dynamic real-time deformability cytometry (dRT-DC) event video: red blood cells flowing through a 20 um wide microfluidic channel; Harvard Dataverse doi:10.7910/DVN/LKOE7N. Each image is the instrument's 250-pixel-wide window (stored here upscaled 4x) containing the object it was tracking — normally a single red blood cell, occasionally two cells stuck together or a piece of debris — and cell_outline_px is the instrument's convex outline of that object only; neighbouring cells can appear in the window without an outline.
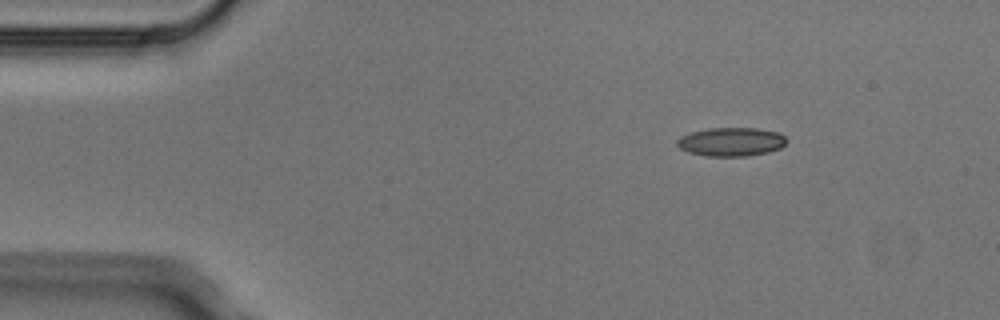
{"species": "Egyptian fruit bat (a non-hibernating species)", "species_latin": "Rousettus aegyptiacus", "temperature_condition": "cold", "stored_images_in_passage": 3, "camera_frame_rate_fps": 3000, "um_per_image_px": 0.085, "animal": {"sex": "male"}, "frame": {"image": 1, "passage_image": 1, "time_ms": 0.0, "image_size_px": [1000, 320], "cell_outline_px": [[788, 140], [780, 148], [768, 152], [748, 156], [704, 156], [688, 152], [680, 148], [676, 144], [676, 140], [680, 136], [692, 132], [708, 128], [756, 128], [776, 132], [784, 136]], "centroid_in_image_um": [62.12, 12.06], "position_along_channel_um": 22.9, "area_um2": 18.32}}